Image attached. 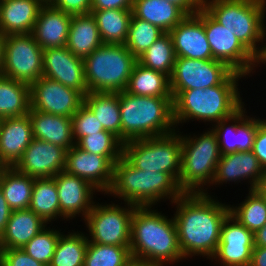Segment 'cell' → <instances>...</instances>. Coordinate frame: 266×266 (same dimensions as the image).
Instances as JSON below:
<instances>
[{
	"mask_svg": "<svg viewBox=\"0 0 266 266\" xmlns=\"http://www.w3.org/2000/svg\"><path fill=\"white\" fill-rule=\"evenodd\" d=\"M174 218L183 257L203 255L212 258L218 248L221 227L230 206L206 193H184L177 198Z\"/></svg>",
	"mask_w": 266,
	"mask_h": 266,
	"instance_id": "cell-1",
	"label": "cell"
},
{
	"mask_svg": "<svg viewBox=\"0 0 266 266\" xmlns=\"http://www.w3.org/2000/svg\"><path fill=\"white\" fill-rule=\"evenodd\" d=\"M136 206L131 218L130 251L134 262L164 266L183 259L174 218Z\"/></svg>",
	"mask_w": 266,
	"mask_h": 266,
	"instance_id": "cell-2",
	"label": "cell"
},
{
	"mask_svg": "<svg viewBox=\"0 0 266 266\" xmlns=\"http://www.w3.org/2000/svg\"><path fill=\"white\" fill-rule=\"evenodd\" d=\"M243 76L232 71L216 86L171 91L175 125L194 118L217 123L234 115L244 104L237 88V82Z\"/></svg>",
	"mask_w": 266,
	"mask_h": 266,
	"instance_id": "cell-3",
	"label": "cell"
},
{
	"mask_svg": "<svg viewBox=\"0 0 266 266\" xmlns=\"http://www.w3.org/2000/svg\"><path fill=\"white\" fill-rule=\"evenodd\" d=\"M107 193L122 198L125 204L151 206L168 197L173 203L184 191L171 174L137 169L122 156L114 163L112 183Z\"/></svg>",
	"mask_w": 266,
	"mask_h": 266,
	"instance_id": "cell-4",
	"label": "cell"
},
{
	"mask_svg": "<svg viewBox=\"0 0 266 266\" xmlns=\"http://www.w3.org/2000/svg\"><path fill=\"white\" fill-rule=\"evenodd\" d=\"M119 104L123 143L175 131L173 97L139 96L122 91Z\"/></svg>",
	"mask_w": 266,
	"mask_h": 266,
	"instance_id": "cell-5",
	"label": "cell"
},
{
	"mask_svg": "<svg viewBox=\"0 0 266 266\" xmlns=\"http://www.w3.org/2000/svg\"><path fill=\"white\" fill-rule=\"evenodd\" d=\"M265 6L266 0H202V7L260 62L266 56V46L258 44L266 37Z\"/></svg>",
	"mask_w": 266,
	"mask_h": 266,
	"instance_id": "cell-6",
	"label": "cell"
},
{
	"mask_svg": "<svg viewBox=\"0 0 266 266\" xmlns=\"http://www.w3.org/2000/svg\"><path fill=\"white\" fill-rule=\"evenodd\" d=\"M83 62L88 92L120 93L127 88L137 58L124 44H102Z\"/></svg>",
	"mask_w": 266,
	"mask_h": 266,
	"instance_id": "cell-7",
	"label": "cell"
},
{
	"mask_svg": "<svg viewBox=\"0 0 266 266\" xmlns=\"http://www.w3.org/2000/svg\"><path fill=\"white\" fill-rule=\"evenodd\" d=\"M181 173L179 185L184 193H204V185L212 184L221 152L215 132L199 137L181 136Z\"/></svg>",
	"mask_w": 266,
	"mask_h": 266,
	"instance_id": "cell-8",
	"label": "cell"
},
{
	"mask_svg": "<svg viewBox=\"0 0 266 266\" xmlns=\"http://www.w3.org/2000/svg\"><path fill=\"white\" fill-rule=\"evenodd\" d=\"M181 134L135 139L123 143V156L137 169L171 174L177 181L181 173Z\"/></svg>",
	"mask_w": 266,
	"mask_h": 266,
	"instance_id": "cell-9",
	"label": "cell"
},
{
	"mask_svg": "<svg viewBox=\"0 0 266 266\" xmlns=\"http://www.w3.org/2000/svg\"><path fill=\"white\" fill-rule=\"evenodd\" d=\"M128 208L115 204L95 203L85 218L90 233L88 242L102 245L130 247L131 218L136 205L127 203ZM91 239V240H90Z\"/></svg>",
	"mask_w": 266,
	"mask_h": 266,
	"instance_id": "cell-10",
	"label": "cell"
},
{
	"mask_svg": "<svg viewBox=\"0 0 266 266\" xmlns=\"http://www.w3.org/2000/svg\"><path fill=\"white\" fill-rule=\"evenodd\" d=\"M1 75L29 85L43 76V49L32 33L6 36Z\"/></svg>",
	"mask_w": 266,
	"mask_h": 266,
	"instance_id": "cell-11",
	"label": "cell"
},
{
	"mask_svg": "<svg viewBox=\"0 0 266 266\" xmlns=\"http://www.w3.org/2000/svg\"><path fill=\"white\" fill-rule=\"evenodd\" d=\"M204 29L215 60L224 62L230 69L245 76L253 72L260 61L232 34L204 9ZM257 63V64H255Z\"/></svg>",
	"mask_w": 266,
	"mask_h": 266,
	"instance_id": "cell-12",
	"label": "cell"
},
{
	"mask_svg": "<svg viewBox=\"0 0 266 266\" xmlns=\"http://www.w3.org/2000/svg\"><path fill=\"white\" fill-rule=\"evenodd\" d=\"M233 70L224 62L208 59L176 58L170 78L171 91L205 89L219 85Z\"/></svg>",
	"mask_w": 266,
	"mask_h": 266,
	"instance_id": "cell-13",
	"label": "cell"
},
{
	"mask_svg": "<svg viewBox=\"0 0 266 266\" xmlns=\"http://www.w3.org/2000/svg\"><path fill=\"white\" fill-rule=\"evenodd\" d=\"M31 109L71 118L83 104L84 96L60 82L41 77L30 85Z\"/></svg>",
	"mask_w": 266,
	"mask_h": 266,
	"instance_id": "cell-14",
	"label": "cell"
},
{
	"mask_svg": "<svg viewBox=\"0 0 266 266\" xmlns=\"http://www.w3.org/2000/svg\"><path fill=\"white\" fill-rule=\"evenodd\" d=\"M66 149L33 138L14 168L33 178H49L61 173L66 167Z\"/></svg>",
	"mask_w": 266,
	"mask_h": 266,
	"instance_id": "cell-15",
	"label": "cell"
},
{
	"mask_svg": "<svg viewBox=\"0 0 266 266\" xmlns=\"http://www.w3.org/2000/svg\"><path fill=\"white\" fill-rule=\"evenodd\" d=\"M253 248V233L229 214L222 224L220 241L212 259L217 261L218 258L223 266H249Z\"/></svg>",
	"mask_w": 266,
	"mask_h": 266,
	"instance_id": "cell-16",
	"label": "cell"
},
{
	"mask_svg": "<svg viewBox=\"0 0 266 266\" xmlns=\"http://www.w3.org/2000/svg\"><path fill=\"white\" fill-rule=\"evenodd\" d=\"M43 77L75 89L83 96L88 93L83 59L67 47L43 49Z\"/></svg>",
	"mask_w": 266,
	"mask_h": 266,
	"instance_id": "cell-17",
	"label": "cell"
},
{
	"mask_svg": "<svg viewBox=\"0 0 266 266\" xmlns=\"http://www.w3.org/2000/svg\"><path fill=\"white\" fill-rule=\"evenodd\" d=\"M176 58L213 59L204 29V8L194 15H187L169 32Z\"/></svg>",
	"mask_w": 266,
	"mask_h": 266,
	"instance_id": "cell-18",
	"label": "cell"
},
{
	"mask_svg": "<svg viewBox=\"0 0 266 266\" xmlns=\"http://www.w3.org/2000/svg\"><path fill=\"white\" fill-rule=\"evenodd\" d=\"M114 164L106 157L86 152L76 145L66 151L65 171L88 181L98 192H107Z\"/></svg>",
	"mask_w": 266,
	"mask_h": 266,
	"instance_id": "cell-19",
	"label": "cell"
},
{
	"mask_svg": "<svg viewBox=\"0 0 266 266\" xmlns=\"http://www.w3.org/2000/svg\"><path fill=\"white\" fill-rule=\"evenodd\" d=\"M53 178L57 186L60 216L67 219L80 213L85 220L94 204L93 192L97 189L88 181L65 170Z\"/></svg>",
	"mask_w": 266,
	"mask_h": 266,
	"instance_id": "cell-20",
	"label": "cell"
},
{
	"mask_svg": "<svg viewBox=\"0 0 266 266\" xmlns=\"http://www.w3.org/2000/svg\"><path fill=\"white\" fill-rule=\"evenodd\" d=\"M243 109L244 106L231 117L217 122L214 124L216 126L212 127L217 137L221 155L238 151H252L257 127L262 120L245 116L246 109ZM231 121L232 125H227V122Z\"/></svg>",
	"mask_w": 266,
	"mask_h": 266,
	"instance_id": "cell-21",
	"label": "cell"
},
{
	"mask_svg": "<svg viewBox=\"0 0 266 266\" xmlns=\"http://www.w3.org/2000/svg\"><path fill=\"white\" fill-rule=\"evenodd\" d=\"M33 140L29 114L0 120V165L14 167Z\"/></svg>",
	"mask_w": 266,
	"mask_h": 266,
	"instance_id": "cell-22",
	"label": "cell"
},
{
	"mask_svg": "<svg viewBox=\"0 0 266 266\" xmlns=\"http://www.w3.org/2000/svg\"><path fill=\"white\" fill-rule=\"evenodd\" d=\"M266 178V171L252 151H238L221 155L212 184L250 179L253 190ZM252 180V181H251Z\"/></svg>",
	"mask_w": 266,
	"mask_h": 266,
	"instance_id": "cell-23",
	"label": "cell"
},
{
	"mask_svg": "<svg viewBox=\"0 0 266 266\" xmlns=\"http://www.w3.org/2000/svg\"><path fill=\"white\" fill-rule=\"evenodd\" d=\"M72 15L45 3L38 13L32 35L42 49L66 47Z\"/></svg>",
	"mask_w": 266,
	"mask_h": 266,
	"instance_id": "cell-24",
	"label": "cell"
},
{
	"mask_svg": "<svg viewBox=\"0 0 266 266\" xmlns=\"http://www.w3.org/2000/svg\"><path fill=\"white\" fill-rule=\"evenodd\" d=\"M42 0H0V32L5 36L32 33Z\"/></svg>",
	"mask_w": 266,
	"mask_h": 266,
	"instance_id": "cell-25",
	"label": "cell"
},
{
	"mask_svg": "<svg viewBox=\"0 0 266 266\" xmlns=\"http://www.w3.org/2000/svg\"><path fill=\"white\" fill-rule=\"evenodd\" d=\"M33 138L59 145L66 150L75 145L71 118L57 116L30 108Z\"/></svg>",
	"mask_w": 266,
	"mask_h": 266,
	"instance_id": "cell-26",
	"label": "cell"
},
{
	"mask_svg": "<svg viewBox=\"0 0 266 266\" xmlns=\"http://www.w3.org/2000/svg\"><path fill=\"white\" fill-rule=\"evenodd\" d=\"M48 223L30 209L11 212L4 233L1 235L3 249H22Z\"/></svg>",
	"mask_w": 266,
	"mask_h": 266,
	"instance_id": "cell-27",
	"label": "cell"
},
{
	"mask_svg": "<svg viewBox=\"0 0 266 266\" xmlns=\"http://www.w3.org/2000/svg\"><path fill=\"white\" fill-rule=\"evenodd\" d=\"M103 44L92 14L73 15L66 43L68 50L84 59Z\"/></svg>",
	"mask_w": 266,
	"mask_h": 266,
	"instance_id": "cell-28",
	"label": "cell"
},
{
	"mask_svg": "<svg viewBox=\"0 0 266 266\" xmlns=\"http://www.w3.org/2000/svg\"><path fill=\"white\" fill-rule=\"evenodd\" d=\"M133 15L169 33L187 14L177 5L166 0H134Z\"/></svg>",
	"mask_w": 266,
	"mask_h": 266,
	"instance_id": "cell-29",
	"label": "cell"
},
{
	"mask_svg": "<svg viewBox=\"0 0 266 266\" xmlns=\"http://www.w3.org/2000/svg\"><path fill=\"white\" fill-rule=\"evenodd\" d=\"M129 94L149 97H173L168 75L135 63L125 90Z\"/></svg>",
	"mask_w": 266,
	"mask_h": 266,
	"instance_id": "cell-30",
	"label": "cell"
},
{
	"mask_svg": "<svg viewBox=\"0 0 266 266\" xmlns=\"http://www.w3.org/2000/svg\"><path fill=\"white\" fill-rule=\"evenodd\" d=\"M30 108V85L0 74V119L27 115Z\"/></svg>",
	"mask_w": 266,
	"mask_h": 266,
	"instance_id": "cell-31",
	"label": "cell"
},
{
	"mask_svg": "<svg viewBox=\"0 0 266 266\" xmlns=\"http://www.w3.org/2000/svg\"><path fill=\"white\" fill-rule=\"evenodd\" d=\"M34 180L14 167L0 169V189L12 211L28 209Z\"/></svg>",
	"mask_w": 266,
	"mask_h": 266,
	"instance_id": "cell-32",
	"label": "cell"
},
{
	"mask_svg": "<svg viewBox=\"0 0 266 266\" xmlns=\"http://www.w3.org/2000/svg\"><path fill=\"white\" fill-rule=\"evenodd\" d=\"M83 103L93 112L104 130L121 140L119 93L88 92Z\"/></svg>",
	"mask_w": 266,
	"mask_h": 266,
	"instance_id": "cell-33",
	"label": "cell"
},
{
	"mask_svg": "<svg viewBox=\"0 0 266 266\" xmlns=\"http://www.w3.org/2000/svg\"><path fill=\"white\" fill-rule=\"evenodd\" d=\"M103 44H125L132 9H106L91 11Z\"/></svg>",
	"mask_w": 266,
	"mask_h": 266,
	"instance_id": "cell-34",
	"label": "cell"
},
{
	"mask_svg": "<svg viewBox=\"0 0 266 266\" xmlns=\"http://www.w3.org/2000/svg\"><path fill=\"white\" fill-rule=\"evenodd\" d=\"M28 209L41 217L46 223L60 217L57 186L53 177L35 178Z\"/></svg>",
	"mask_w": 266,
	"mask_h": 266,
	"instance_id": "cell-35",
	"label": "cell"
},
{
	"mask_svg": "<svg viewBox=\"0 0 266 266\" xmlns=\"http://www.w3.org/2000/svg\"><path fill=\"white\" fill-rule=\"evenodd\" d=\"M88 236L82 233L60 234L49 266H84Z\"/></svg>",
	"mask_w": 266,
	"mask_h": 266,
	"instance_id": "cell-36",
	"label": "cell"
},
{
	"mask_svg": "<svg viewBox=\"0 0 266 266\" xmlns=\"http://www.w3.org/2000/svg\"><path fill=\"white\" fill-rule=\"evenodd\" d=\"M176 55L169 33L161 35L137 61L144 67L160 71L169 77L172 74Z\"/></svg>",
	"mask_w": 266,
	"mask_h": 266,
	"instance_id": "cell-37",
	"label": "cell"
},
{
	"mask_svg": "<svg viewBox=\"0 0 266 266\" xmlns=\"http://www.w3.org/2000/svg\"><path fill=\"white\" fill-rule=\"evenodd\" d=\"M133 262L130 247L88 242L84 266H130Z\"/></svg>",
	"mask_w": 266,
	"mask_h": 266,
	"instance_id": "cell-38",
	"label": "cell"
},
{
	"mask_svg": "<svg viewBox=\"0 0 266 266\" xmlns=\"http://www.w3.org/2000/svg\"><path fill=\"white\" fill-rule=\"evenodd\" d=\"M240 206L230 207V214L253 234L266 223V203L253 189Z\"/></svg>",
	"mask_w": 266,
	"mask_h": 266,
	"instance_id": "cell-39",
	"label": "cell"
},
{
	"mask_svg": "<svg viewBox=\"0 0 266 266\" xmlns=\"http://www.w3.org/2000/svg\"><path fill=\"white\" fill-rule=\"evenodd\" d=\"M75 145L86 152L106 156L113 164L123 156V142L106 130L81 137Z\"/></svg>",
	"mask_w": 266,
	"mask_h": 266,
	"instance_id": "cell-40",
	"label": "cell"
},
{
	"mask_svg": "<svg viewBox=\"0 0 266 266\" xmlns=\"http://www.w3.org/2000/svg\"><path fill=\"white\" fill-rule=\"evenodd\" d=\"M165 32L132 15L125 46L138 59Z\"/></svg>",
	"mask_w": 266,
	"mask_h": 266,
	"instance_id": "cell-41",
	"label": "cell"
},
{
	"mask_svg": "<svg viewBox=\"0 0 266 266\" xmlns=\"http://www.w3.org/2000/svg\"><path fill=\"white\" fill-rule=\"evenodd\" d=\"M60 234L59 230L47 229L46 227L34 236L22 250L35 260L49 266Z\"/></svg>",
	"mask_w": 266,
	"mask_h": 266,
	"instance_id": "cell-42",
	"label": "cell"
},
{
	"mask_svg": "<svg viewBox=\"0 0 266 266\" xmlns=\"http://www.w3.org/2000/svg\"><path fill=\"white\" fill-rule=\"evenodd\" d=\"M72 134L75 143L84 136L104 131L102 124L93 112L83 103L71 117Z\"/></svg>",
	"mask_w": 266,
	"mask_h": 266,
	"instance_id": "cell-43",
	"label": "cell"
},
{
	"mask_svg": "<svg viewBox=\"0 0 266 266\" xmlns=\"http://www.w3.org/2000/svg\"><path fill=\"white\" fill-rule=\"evenodd\" d=\"M2 266H46L20 248L3 249Z\"/></svg>",
	"mask_w": 266,
	"mask_h": 266,
	"instance_id": "cell-44",
	"label": "cell"
},
{
	"mask_svg": "<svg viewBox=\"0 0 266 266\" xmlns=\"http://www.w3.org/2000/svg\"><path fill=\"white\" fill-rule=\"evenodd\" d=\"M91 2L92 0H50L49 4L73 16L90 14Z\"/></svg>",
	"mask_w": 266,
	"mask_h": 266,
	"instance_id": "cell-45",
	"label": "cell"
},
{
	"mask_svg": "<svg viewBox=\"0 0 266 266\" xmlns=\"http://www.w3.org/2000/svg\"><path fill=\"white\" fill-rule=\"evenodd\" d=\"M252 152L266 171V120L257 127Z\"/></svg>",
	"mask_w": 266,
	"mask_h": 266,
	"instance_id": "cell-46",
	"label": "cell"
},
{
	"mask_svg": "<svg viewBox=\"0 0 266 266\" xmlns=\"http://www.w3.org/2000/svg\"><path fill=\"white\" fill-rule=\"evenodd\" d=\"M134 0H92L91 11L106 9H132Z\"/></svg>",
	"mask_w": 266,
	"mask_h": 266,
	"instance_id": "cell-47",
	"label": "cell"
},
{
	"mask_svg": "<svg viewBox=\"0 0 266 266\" xmlns=\"http://www.w3.org/2000/svg\"><path fill=\"white\" fill-rule=\"evenodd\" d=\"M180 7L187 15H194L202 7V0H166Z\"/></svg>",
	"mask_w": 266,
	"mask_h": 266,
	"instance_id": "cell-48",
	"label": "cell"
},
{
	"mask_svg": "<svg viewBox=\"0 0 266 266\" xmlns=\"http://www.w3.org/2000/svg\"><path fill=\"white\" fill-rule=\"evenodd\" d=\"M11 212L12 210L4 197L3 191L0 189V237L5 231Z\"/></svg>",
	"mask_w": 266,
	"mask_h": 266,
	"instance_id": "cell-49",
	"label": "cell"
},
{
	"mask_svg": "<svg viewBox=\"0 0 266 266\" xmlns=\"http://www.w3.org/2000/svg\"><path fill=\"white\" fill-rule=\"evenodd\" d=\"M249 266H266V247H255Z\"/></svg>",
	"mask_w": 266,
	"mask_h": 266,
	"instance_id": "cell-50",
	"label": "cell"
},
{
	"mask_svg": "<svg viewBox=\"0 0 266 266\" xmlns=\"http://www.w3.org/2000/svg\"><path fill=\"white\" fill-rule=\"evenodd\" d=\"M255 247H266V223L253 234Z\"/></svg>",
	"mask_w": 266,
	"mask_h": 266,
	"instance_id": "cell-51",
	"label": "cell"
},
{
	"mask_svg": "<svg viewBox=\"0 0 266 266\" xmlns=\"http://www.w3.org/2000/svg\"><path fill=\"white\" fill-rule=\"evenodd\" d=\"M6 36L0 32V74L4 60V46Z\"/></svg>",
	"mask_w": 266,
	"mask_h": 266,
	"instance_id": "cell-52",
	"label": "cell"
},
{
	"mask_svg": "<svg viewBox=\"0 0 266 266\" xmlns=\"http://www.w3.org/2000/svg\"><path fill=\"white\" fill-rule=\"evenodd\" d=\"M255 190L259 193V195L266 203V178L259 185L256 186Z\"/></svg>",
	"mask_w": 266,
	"mask_h": 266,
	"instance_id": "cell-53",
	"label": "cell"
},
{
	"mask_svg": "<svg viewBox=\"0 0 266 266\" xmlns=\"http://www.w3.org/2000/svg\"><path fill=\"white\" fill-rule=\"evenodd\" d=\"M130 266H160L157 264H145V263H140V262H133Z\"/></svg>",
	"mask_w": 266,
	"mask_h": 266,
	"instance_id": "cell-54",
	"label": "cell"
},
{
	"mask_svg": "<svg viewBox=\"0 0 266 266\" xmlns=\"http://www.w3.org/2000/svg\"><path fill=\"white\" fill-rule=\"evenodd\" d=\"M3 247H0V266H2Z\"/></svg>",
	"mask_w": 266,
	"mask_h": 266,
	"instance_id": "cell-55",
	"label": "cell"
},
{
	"mask_svg": "<svg viewBox=\"0 0 266 266\" xmlns=\"http://www.w3.org/2000/svg\"><path fill=\"white\" fill-rule=\"evenodd\" d=\"M261 63H263V64L266 63V56H265V58L261 61Z\"/></svg>",
	"mask_w": 266,
	"mask_h": 266,
	"instance_id": "cell-56",
	"label": "cell"
},
{
	"mask_svg": "<svg viewBox=\"0 0 266 266\" xmlns=\"http://www.w3.org/2000/svg\"><path fill=\"white\" fill-rule=\"evenodd\" d=\"M44 3H49L50 0H42Z\"/></svg>",
	"mask_w": 266,
	"mask_h": 266,
	"instance_id": "cell-57",
	"label": "cell"
}]
</instances>
